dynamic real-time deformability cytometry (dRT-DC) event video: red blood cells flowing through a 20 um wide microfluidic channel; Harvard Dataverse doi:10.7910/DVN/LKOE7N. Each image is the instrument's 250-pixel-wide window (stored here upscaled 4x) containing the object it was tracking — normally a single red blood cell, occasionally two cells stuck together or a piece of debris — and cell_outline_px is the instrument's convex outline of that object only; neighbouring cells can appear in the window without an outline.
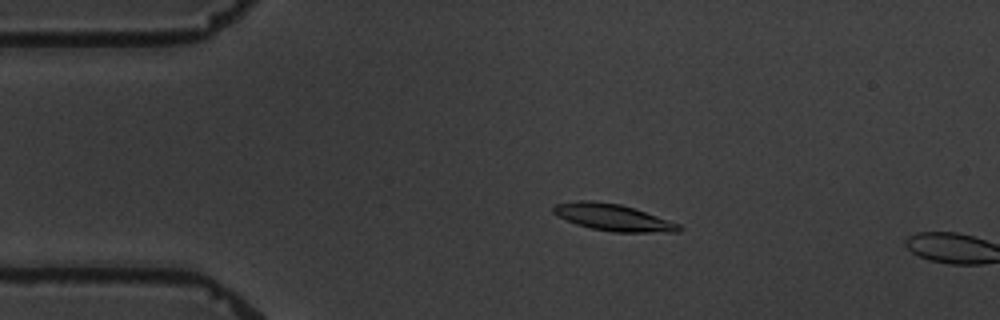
{"species": "common noctule bat (a hibernating species)", "species_latin": "Nyctalus noctula", "temperature_condition": "warm", "stored_images_in_passage": 5, "camera_frame_rate_fps": 3000, "um_per_image_px": 0.085, "animal": {"sex": "male", "body_mass_g": 19.5, "forearm_length_mm": 54.6}, "frame": {"image": 1, "passage_image": 4, "time_ms": 3.667, "image_size_px": [1000, 320], "cell_outline_px": [[684, 228], [680, 232], [612, 232], [592, 228], [576, 224], [552, 212], [552, 208], [556, 204], [576, 200], [592, 200], [620, 204], [636, 208], [680, 224]], "centroid_in_image_um": [52.16, 18.47], "position_along_channel_um": 32.8, "area_um2": 19.65}}